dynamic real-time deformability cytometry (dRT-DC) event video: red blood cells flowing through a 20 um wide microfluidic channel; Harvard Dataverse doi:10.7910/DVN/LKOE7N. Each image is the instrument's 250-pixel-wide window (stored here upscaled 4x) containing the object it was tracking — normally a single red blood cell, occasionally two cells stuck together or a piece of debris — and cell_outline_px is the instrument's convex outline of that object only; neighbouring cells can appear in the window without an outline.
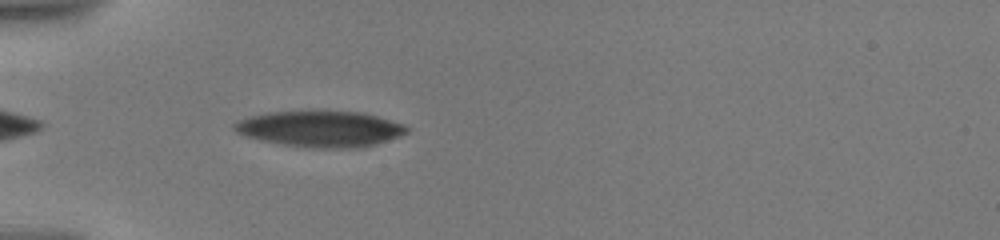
{"species": "human", "species_latin": "Homo sapiens", "temperature_condition": "warm", "stored_images_in_passage": 1, "camera_frame_rate_fps": 3000, "um_per_image_px": 0.085, "donor": {"sex": "male"}, "frame": {"image": 1, "passage_image": 1, "time_ms": 0.0, "image_size_px": [1000, 240], "cell_outline_px": [[412, 128], [408, 132], [400, 136], [376, 144], [360, 148], [320, 148], [284, 144], [264, 140], [248, 136], [236, 132], [232, 128], [232, 124], [236, 120], [248, 116], [268, 112], [312, 108], [316, 108], [364, 112], [404, 124]], "centroid_in_image_um": [27.25, 10.89], "position_along_channel_um": 57.8, "area_um2": 37.4}}